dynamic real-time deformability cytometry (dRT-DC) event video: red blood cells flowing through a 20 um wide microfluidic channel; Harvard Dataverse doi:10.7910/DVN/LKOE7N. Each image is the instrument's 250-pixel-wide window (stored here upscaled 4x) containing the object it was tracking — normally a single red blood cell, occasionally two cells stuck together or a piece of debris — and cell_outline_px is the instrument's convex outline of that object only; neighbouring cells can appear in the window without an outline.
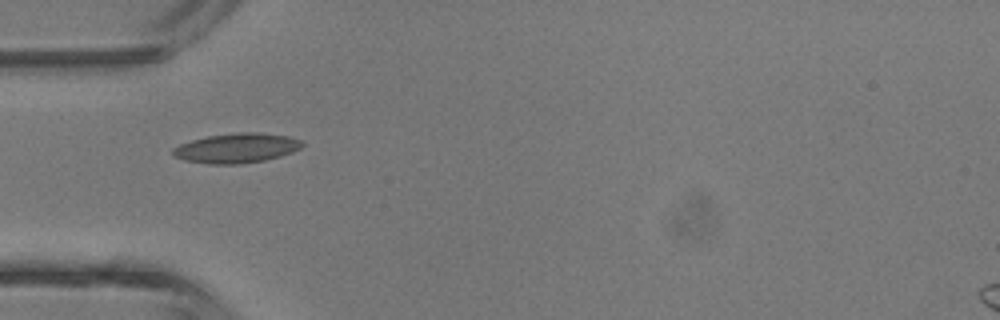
{"species": "common noctule bat (a hibernating species)", "species_latin": "Nyctalus noctula", "temperature_condition": "room temperature", "stored_images_in_passage": 2, "camera_frame_rate_fps": 3000, "um_per_image_px": 0.085, "animal": {"sex": "male", "body_mass_g": 13.3}, "frame": {"image": 1, "passage_image": 1, "time_ms": 0.0, "image_size_px": [1000, 320], "cell_outline_px": [[304, 144], [300, 148], [292, 152], [280, 156], [264, 160], [240, 164], [208, 164], [184, 160], [176, 156], [172, 152], [172, 148], [180, 144], [192, 140], [208, 136], [240, 132], [256, 132], [288, 136], [300, 140]], "centroid_in_image_um": [20.11, 12.59], "position_along_channel_um": 64.9, "area_um2": 22.2}}
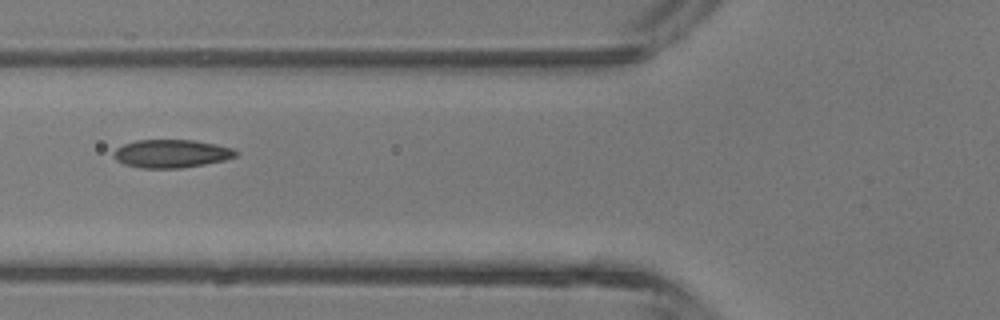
{"frame": {"image": 2, "passage_image": 2, "time_ms": 1.0, "image_size_px": [1000, 320], "cell_outline_px": [[240, 152], [236, 156], [224, 160], [204, 164], [180, 168], [140, 168], [124, 164], [116, 160], [112, 156], [112, 152], [116, 148], [124, 144], [136, 140], [192, 140], [216, 144], [232, 148]], "centroid_in_image_um": [14.54, 13.06], "position_along_channel_um": 111.3, "area_um2": 20.11}}